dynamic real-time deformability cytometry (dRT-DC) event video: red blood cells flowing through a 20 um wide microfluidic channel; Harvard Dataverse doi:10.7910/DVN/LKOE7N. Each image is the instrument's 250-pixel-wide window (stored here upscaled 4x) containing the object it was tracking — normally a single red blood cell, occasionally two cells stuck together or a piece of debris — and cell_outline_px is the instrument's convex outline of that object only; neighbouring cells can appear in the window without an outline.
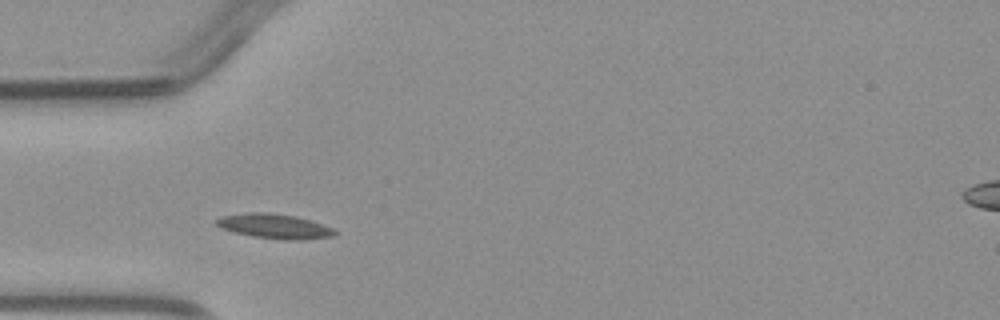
{"species": "common noctule bat (a hibernating species)", "species_latin": "Nyctalus noctula", "temperature_condition": "warm", "stored_images_in_passage": 3, "camera_frame_rate_fps": 3000, "um_per_image_px": 0.085, "animal": {"sex": "male", "body_mass_g": 23.1, "forearm_length_mm": 52.7}, "frame": {"image": 1, "passage_image": 1, "time_ms": 0.0, "image_size_px": [1000, 320], "cell_outline_px": [[340, 232], [336, 236], [300, 240], [288, 240], [252, 236], [220, 228], [216, 224], [216, 220], [220, 216], [252, 212], [268, 212], [296, 216], [332, 228]], "centroid_in_image_um": [23.35, 19.23], "position_along_channel_um": 61.6, "area_um2": 16.94}}
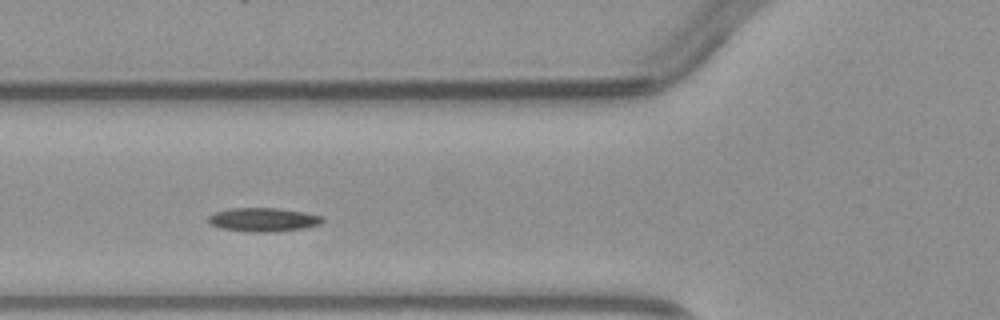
{"frame": {"image": 2, "passage_image": 2, "time_ms": 1.0, "image_size_px": [1000, 320], "cell_outline_px": [[324, 220], [320, 224], [304, 228], [272, 232], [252, 232], [220, 228], [208, 224], [208, 216], [216, 212], [232, 208], [276, 208], [304, 212], [324, 216]], "centroid_in_image_um": [22.38, 18.67], "position_along_channel_um": 103.4, "area_um2": 15.84}}
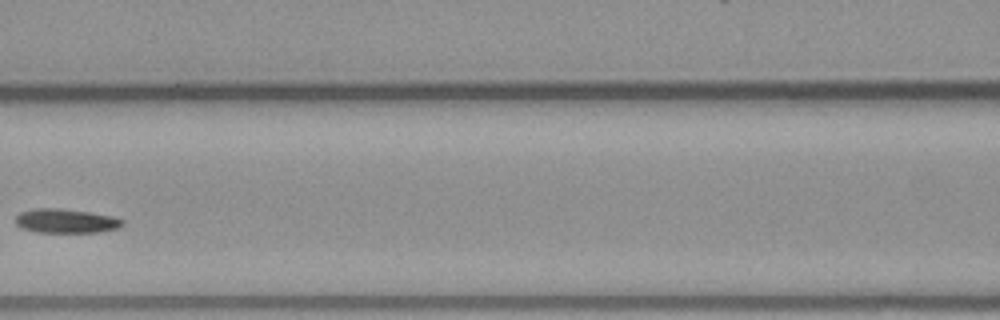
{"frame": {"image": 3, "passage_image": 3, "time_ms": 2.333, "image_size_px": [1000, 320], "cell_outline_px": [[124, 224], [116, 228], [100, 232], [36, 232], [20, 228], [16, 224], [16, 216], [20, 212], [36, 208], [60, 208], [88, 212], [112, 216], [124, 220]], "centroid_in_image_um": [5.58, 18.78], "position_along_channel_um": 161.0, "area_um2": 15.03}}